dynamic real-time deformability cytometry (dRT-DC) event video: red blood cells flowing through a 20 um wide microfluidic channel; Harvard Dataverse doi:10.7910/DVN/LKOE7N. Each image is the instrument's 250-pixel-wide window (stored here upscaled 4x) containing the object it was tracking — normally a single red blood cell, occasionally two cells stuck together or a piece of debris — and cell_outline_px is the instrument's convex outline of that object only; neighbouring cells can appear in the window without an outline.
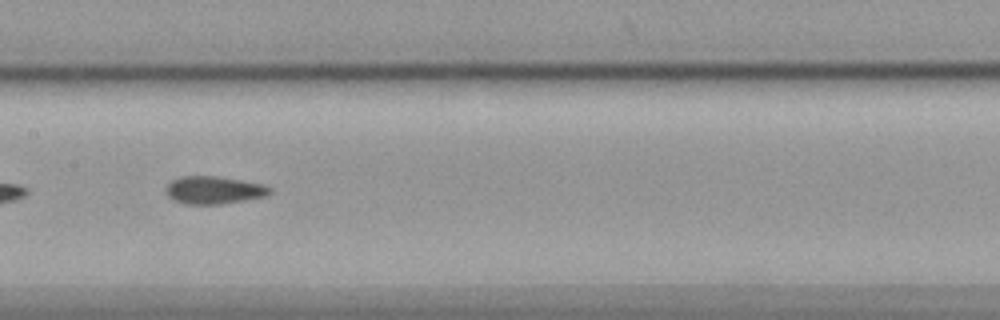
{"species": "common noctule bat (a hibernating species)", "species_latin": "Nyctalus noctula", "temperature_condition": "cold", "stored_images_in_passage": 40, "camera_frame_rate_fps": 3000, "um_per_image_px": 0.085, "animal": {"sex": "female", "body_mass_g": 19.9}, "frame": {"image": 1, "passage_image": 12, "time_ms": 3.667, "image_size_px": [1000, 320], "cell_outline_px": [[272, 192], [268, 196], [220, 204], [184, 204], [168, 196], [164, 192], [164, 188], [172, 180], [180, 176], [216, 176], [240, 180], [260, 184], [272, 188]], "centroid_in_image_um": [18.16, 16.16], "position_along_channel_um": 189.2, "area_um2": 16.76}}
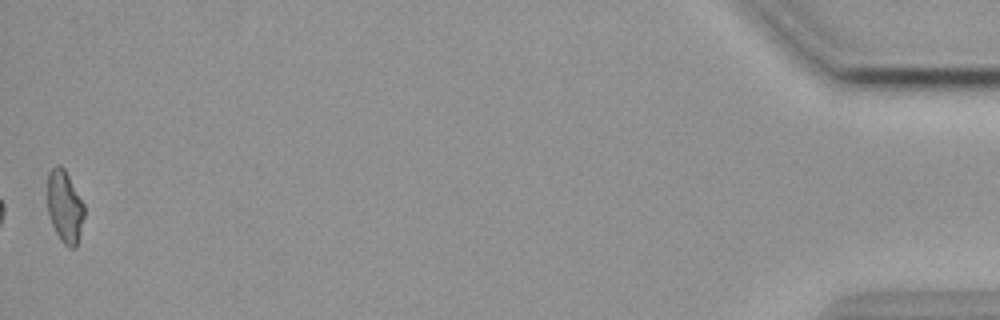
{"frame": {"image": 2, "passage_image": 40, "time_ms": 13.0, "image_size_px": [1000, 320], "cell_outline_px": [[84, 216], [76, 248], [68, 248], [60, 240], [52, 224], [48, 212], [48, 172], [56, 164], [60, 164], [64, 168], [84, 204]], "centroid_in_image_um": [5.5, 17.57], "position_along_channel_um": 429.7, "area_um2": 15.43}, "authors_computed_cell_mechanics": {"area_um2": 16.5886, "velocity_mm_per_s": 3.5754, "shape_relaxation_time_tau1_ms": 9.8626, "shape_relaxation_time_tau2_ms": 1.5581, "deformation_change_tau1": 0.1946, "deformation_change_tau2": 0.0587}}